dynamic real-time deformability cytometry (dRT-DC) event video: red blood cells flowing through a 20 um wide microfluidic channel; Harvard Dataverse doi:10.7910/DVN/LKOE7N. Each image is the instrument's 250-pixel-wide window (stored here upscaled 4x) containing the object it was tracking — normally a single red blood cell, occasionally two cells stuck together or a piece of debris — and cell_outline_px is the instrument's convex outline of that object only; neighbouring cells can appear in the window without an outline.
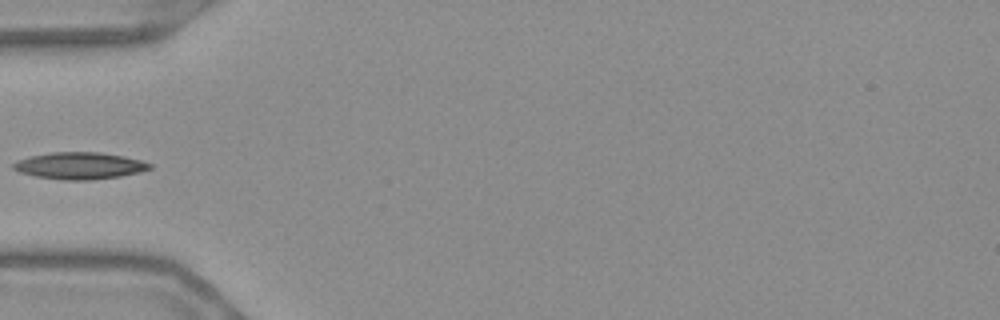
{"species": "Egyptian fruit bat (a non-hibernating species)", "species_latin": "Rousettus aegyptiacus", "temperature_condition": "warm", "stored_images_in_passage": 38, "camera_frame_rate_fps": 3000, "um_per_image_px": 0.085, "frame": {"image": 1, "passage_image": 1, "time_ms": 0.0, "image_size_px": [1000, 320], "cell_outline_px": [[152, 168], [140, 172], [120, 176], [88, 180], [64, 180], [36, 176], [20, 172], [12, 168], [12, 164], [16, 160], [28, 156], [52, 152], [100, 152], [124, 156], [140, 160], [152, 164]], "centroid_in_image_um": [6.75, 14.08], "position_along_channel_um": 78.3, "area_um2": 21.39}}
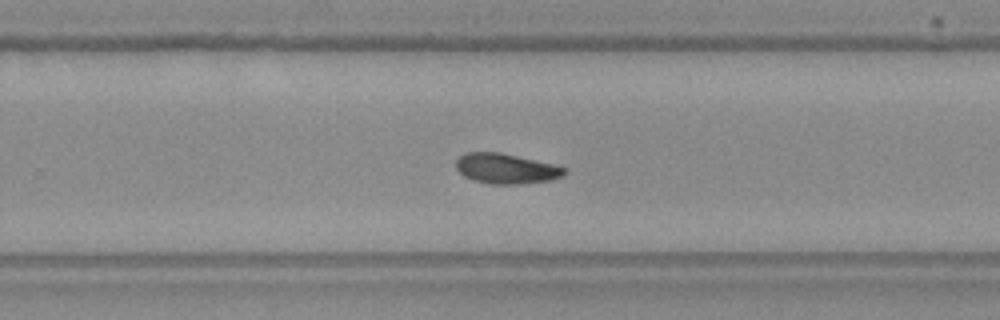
{"frame": {"image": 2, "passage_image": 18, "time_ms": 5.667, "image_size_px": [1000, 320], "cell_outline_px": [[568, 172], [564, 176], [552, 180], [520, 184], [488, 184], [472, 180], [464, 176], [456, 168], [456, 160], [464, 152], [500, 152], [556, 164], [568, 168]], "centroid_in_image_um": [43.07, 14.33], "position_along_channel_um": 286.7, "area_um2": 19.48}}
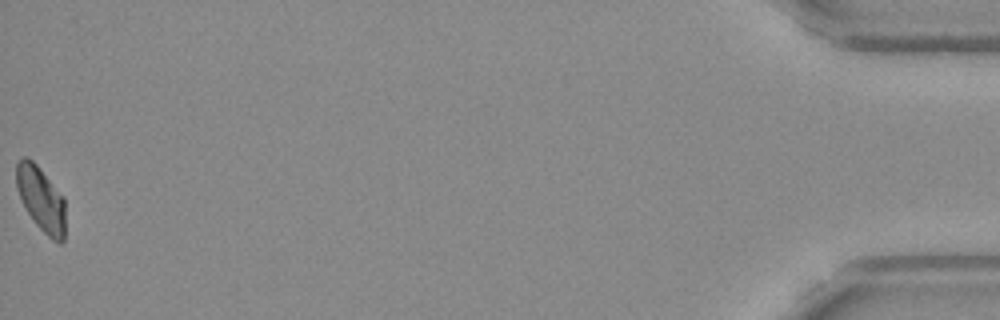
{"frame": {"image": 3, "passage_image": 38, "time_ms": 12.333, "image_size_px": [1000, 320], "cell_outline_px": [[64, 240], [60, 244], [52, 240], [36, 224], [28, 212], [16, 188], [16, 164], [24, 156], [32, 160], [36, 164], [64, 196]], "centroid_in_image_um": [3.5, 16.91], "position_along_channel_um": 431.7, "area_um2": 18.26}}